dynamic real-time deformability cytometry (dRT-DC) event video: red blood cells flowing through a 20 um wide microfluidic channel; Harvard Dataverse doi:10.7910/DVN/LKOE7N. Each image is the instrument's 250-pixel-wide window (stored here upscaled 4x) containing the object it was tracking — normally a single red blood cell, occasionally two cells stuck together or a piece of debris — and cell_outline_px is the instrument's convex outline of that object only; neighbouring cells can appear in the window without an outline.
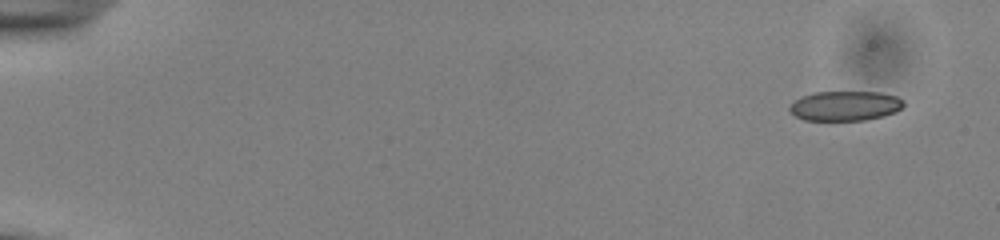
{"species": "common noctule bat (a hibernating species)", "species_latin": "Nyctalus noctula", "temperature_condition": "cold", "stored_images_in_passage": 36, "camera_frame_rate_fps": 3000, "um_per_image_px": 0.085, "animal": {"sex": "male", "body_mass_g": 13.0, "forearm_length_mm": 53.1}, "frame": {"image": 1, "passage_image": 1, "time_ms": 0.0, "image_size_px": [1000, 240], "cell_outline_px": [[904, 104], [896, 112], [884, 116], [864, 120], [804, 120], [796, 116], [788, 108], [796, 100], [804, 96], [816, 92], [880, 92], [896, 96], [904, 100]], "centroid_in_image_um": [71.88, 9.0], "position_along_channel_um": 13.1, "area_um2": 19.59}}
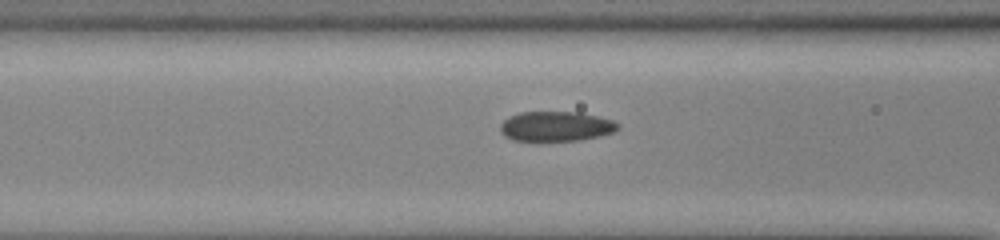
{"frame": {"image": 2, "passage_image": 21, "time_ms": 6.667, "image_size_px": [1000, 240], "cell_outline_px": [[620, 128], [612, 132], [600, 136], [580, 140], [512, 140], [504, 136], [500, 132], [500, 124], [508, 116], [520, 112], [580, 112], [612, 120], [620, 124]], "centroid_in_image_um": [47.24, 10.73], "position_along_channel_um": 119.4, "area_um2": 20.46}}
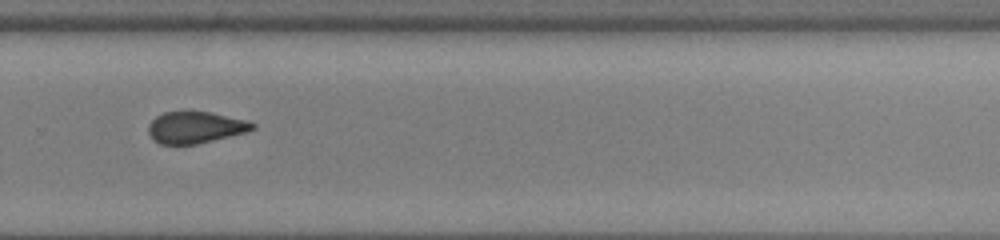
{"frame": {"image": 3, "passage_image": 36, "time_ms": 11.667, "image_size_px": [1000, 240], "cell_outline_px": [[256, 128], [248, 132], [196, 144], [160, 144], [152, 140], [148, 132], [148, 124], [156, 116], [164, 112], [212, 112], [248, 120], [256, 124]], "centroid_in_image_um": [16.63, 10.83], "position_along_channel_um": 313.2, "area_um2": 19.36}}